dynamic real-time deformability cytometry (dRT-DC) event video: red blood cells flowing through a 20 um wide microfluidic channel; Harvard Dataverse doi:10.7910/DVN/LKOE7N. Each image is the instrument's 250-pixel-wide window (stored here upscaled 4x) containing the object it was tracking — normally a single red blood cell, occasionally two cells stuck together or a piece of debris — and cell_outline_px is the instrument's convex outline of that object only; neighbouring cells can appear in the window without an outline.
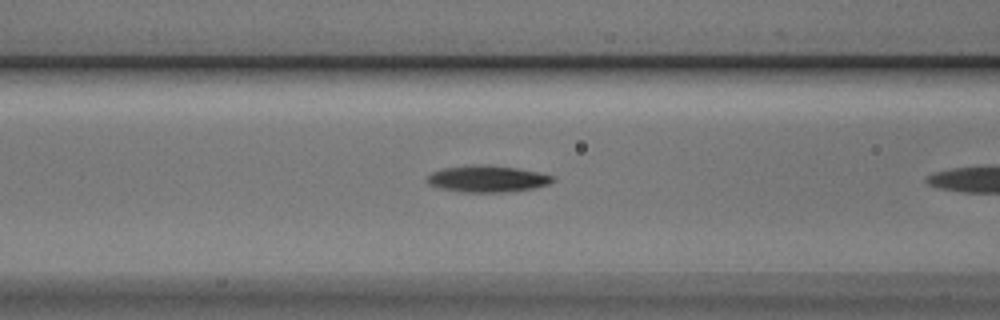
{"species": "Egyptian fruit bat (a non-hibernating species)", "species_latin": "Rousettus aegyptiacus", "temperature_condition": "cold", "stored_images_in_passage": 6, "camera_frame_rate_fps": 3000, "um_per_image_px": 0.085, "animal": {"sex": "male"}, "frame": {"image": 1, "passage_image": 5, "time_ms": 1.333, "image_size_px": [1000, 320], "cell_outline_px": [[556, 180], [548, 184], [532, 188], [504, 192], [460, 192], [440, 188], [428, 184], [428, 176], [432, 172], [444, 168], [472, 164], [488, 164], [516, 168], [556, 176]], "centroid_in_image_um": [41.42, 15.19], "position_along_channel_um": 125.2, "area_um2": 19.48}}